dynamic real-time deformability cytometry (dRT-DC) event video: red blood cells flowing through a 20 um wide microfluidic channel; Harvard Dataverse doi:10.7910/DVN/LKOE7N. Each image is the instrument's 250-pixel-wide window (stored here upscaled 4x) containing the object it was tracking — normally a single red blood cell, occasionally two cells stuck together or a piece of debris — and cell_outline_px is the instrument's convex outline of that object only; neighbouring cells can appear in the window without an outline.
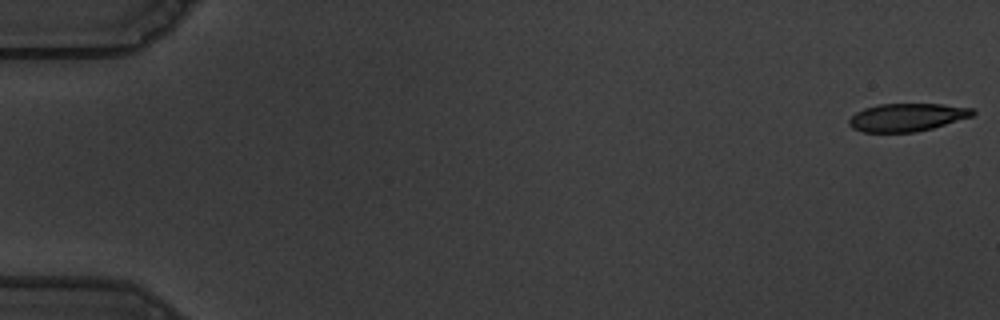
{"species": "common noctule bat (a hibernating species)", "species_latin": "Nyctalus noctula", "temperature_condition": "warm", "stored_images_in_passage": 56, "camera_frame_rate_fps": 3000, "um_per_image_px": 0.085, "animal": {"sex": "male", "body_mass_g": 19.5, "forearm_length_mm": 54.6}, "frame": {"image": 1, "passage_image": 1, "time_ms": 0.0, "image_size_px": [1000, 320], "cell_outline_px": [[976, 112], [972, 116], [932, 128], [916, 132], [864, 132], [852, 128], [848, 124], [848, 120], [856, 112], [864, 108], [880, 104], [944, 104], [972, 108]], "centroid_in_image_um": [77.08, 9.97], "position_along_channel_um": 7.9, "area_um2": 20.06}}
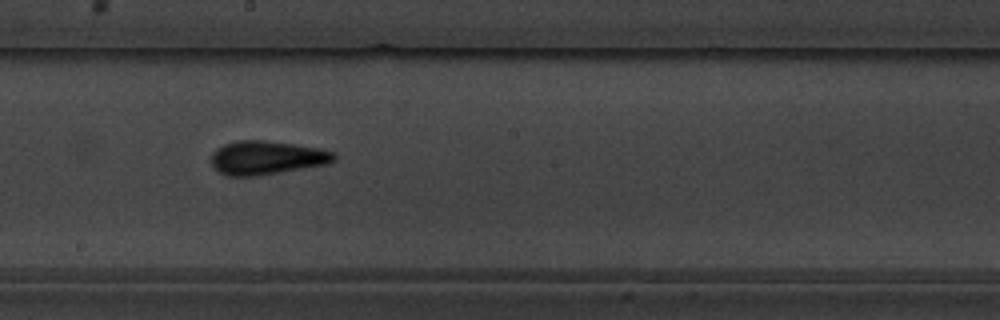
{"frame": {"image": 2, "passage_image": 32, "time_ms": 10.333, "image_size_px": [1000, 320], "cell_outline_px": [[336, 160], [328, 164], [256, 176], [228, 176], [220, 172], [212, 164], [212, 152], [216, 148], [224, 144], [236, 140], [264, 140], [320, 148], [336, 152]], "centroid_in_image_um": [22.69, 13.4], "position_along_channel_um": 225.5, "area_um2": 24.16}}
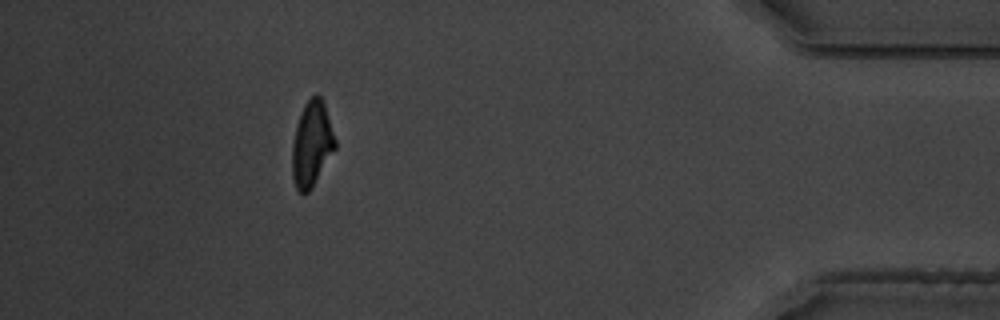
{"frame": {"image": 3, "passage_image": 51, "time_ms": 16.667, "image_size_px": [1000, 320], "cell_outline_px": [[336, 148], [312, 188], [308, 192], [300, 192], [296, 188], [292, 176], [292, 144], [296, 124], [304, 104], [316, 92], [324, 100], [336, 140]], "centroid_in_image_um": [26.51, 12.21], "position_along_channel_um": 408.7, "area_um2": 21.56}, "authors_computed_cell_mechanics": {"area_um2": 22.0796, "velocity_mm_per_s": 3.6487, "shape_relaxation_time_tau1_ms": 3.4917, "shape_relaxation_time_tau2_ms": 2.0577, "deformation_change_tau1": 0.1694, "deformation_change_tau2": 0.1199}}